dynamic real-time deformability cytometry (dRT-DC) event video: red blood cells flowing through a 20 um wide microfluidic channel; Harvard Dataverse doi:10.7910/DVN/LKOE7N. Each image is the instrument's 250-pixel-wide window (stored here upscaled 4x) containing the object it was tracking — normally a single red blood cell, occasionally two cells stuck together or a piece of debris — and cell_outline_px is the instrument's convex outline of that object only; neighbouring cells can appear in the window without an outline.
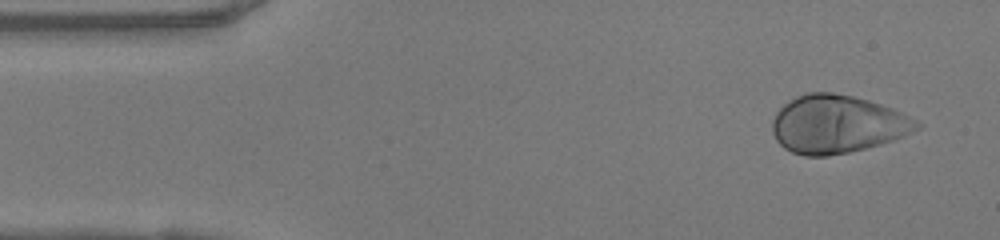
{"species": "human", "species_latin": "Homo sapiens", "temperature_condition": "warm", "stored_images_in_passage": 48, "camera_frame_rate_fps": 3000, "um_per_image_px": 0.085, "donor": {"sex": "female"}, "frame": {"image": 1, "passage_image": 3, "time_ms": 0.667, "image_size_px": [1000, 240], "cell_outline_px": [[924, 124], [920, 128], [904, 136], [880, 144], [848, 152], [828, 156], [804, 156], [792, 152], [784, 148], [776, 140], [772, 132], [772, 120], [776, 112], [784, 104], [796, 96], [808, 92], [832, 92], [852, 96], [868, 100], [892, 108]], "centroid_in_image_um": [71.15, 10.56], "position_along_channel_um": 13.9, "area_um2": 48.84}}
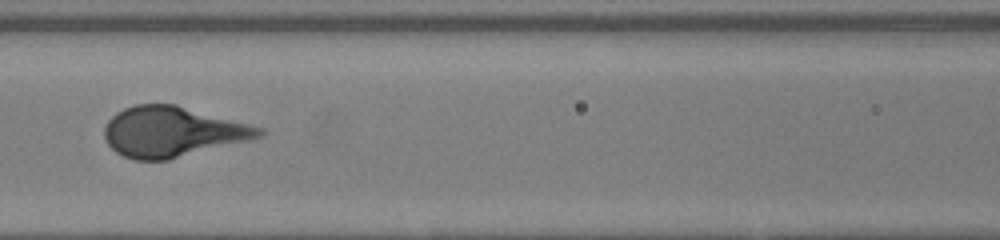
{"frame": {"image": 2, "passage_image": 20, "time_ms": 6.333, "image_size_px": [1000, 240], "cell_outline_px": [[264, 136], [168, 160], [132, 160], [116, 152], [108, 144], [104, 136], [104, 128], [108, 120], [116, 112], [124, 108], [136, 104], [176, 104], [264, 128]], "centroid_in_image_um": [14.64, 11.2], "position_along_channel_um": 152.0, "area_um2": 45.26}}
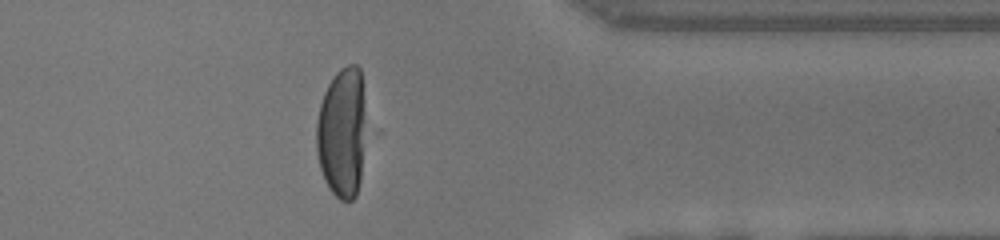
{"frame": {"image": 3, "passage_image": 38, "time_ms": 12.333, "image_size_px": [1000, 240], "cell_outline_px": [[368, 132], [360, 180], [356, 196], [352, 200], [340, 200], [328, 188], [324, 180], [320, 168], [316, 152], [316, 120], [320, 104], [324, 92], [328, 84], [336, 72], [340, 68], [348, 64], [356, 64], [360, 68]], "centroid_in_image_um": [29.1, 11.27], "position_along_channel_um": 382.3, "area_um2": 38.96}}